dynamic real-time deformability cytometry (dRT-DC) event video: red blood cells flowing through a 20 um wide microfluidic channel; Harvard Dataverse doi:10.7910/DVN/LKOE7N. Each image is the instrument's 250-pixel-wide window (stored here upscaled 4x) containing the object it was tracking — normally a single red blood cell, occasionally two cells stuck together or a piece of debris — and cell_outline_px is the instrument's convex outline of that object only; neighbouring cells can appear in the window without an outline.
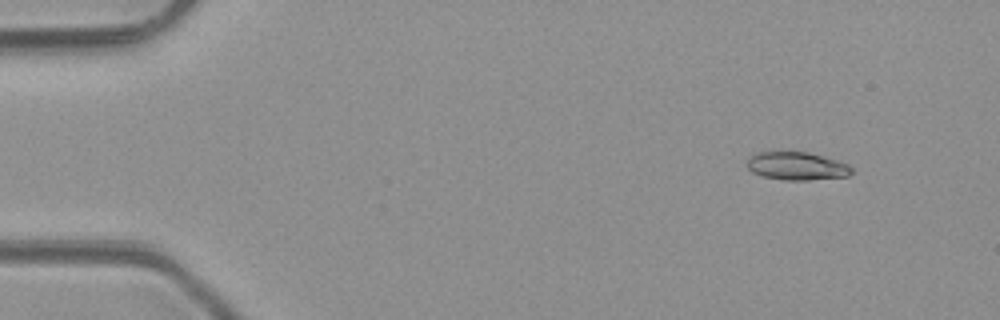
{"species": "common noctule bat (a hibernating species)", "species_latin": "Nyctalus noctula", "temperature_condition": "room temperature", "stored_images_in_passage": 5, "camera_frame_rate_fps": 3000, "um_per_image_px": 0.085, "animal": {"sex": "male", "body_mass_g": 23.1, "forearm_length_mm": 52.7}, "frame": {"image": 1, "passage_image": 1, "time_ms": 0.0, "image_size_px": [1000, 320], "cell_outline_px": [[856, 172], [848, 176], [808, 180], [784, 180], [764, 176], [752, 172], [748, 168], [748, 160], [756, 152], [772, 148], [808, 152], [836, 160], [848, 164]], "centroid_in_image_um": [67.71, 14.06], "position_along_channel_um": 17.3, "area_um2": 17.74}}
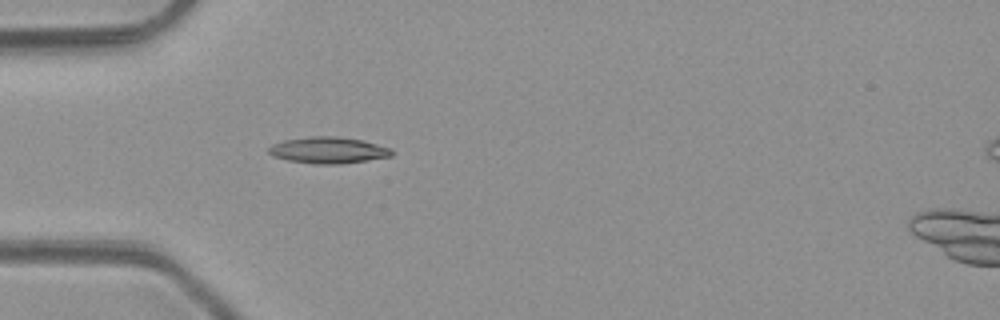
{"frame": {"image": 2, "passage_image": 4, "time_ms": 3.333, "image_size_px": [1000, 320], "cell_outline_px": [[396, 152], [392, 156], [340, 164], [316, 164], [288, 160], [272, 156], [268, 152], [268, 148], [272, 144], [284, 140], [312, 136], [336, 136], [364, 140], [392, 148]], "centroid_in_image_um": [27.94, 12.76], "position_along_channel_um": 57.1, "area_um2": 19.07}}